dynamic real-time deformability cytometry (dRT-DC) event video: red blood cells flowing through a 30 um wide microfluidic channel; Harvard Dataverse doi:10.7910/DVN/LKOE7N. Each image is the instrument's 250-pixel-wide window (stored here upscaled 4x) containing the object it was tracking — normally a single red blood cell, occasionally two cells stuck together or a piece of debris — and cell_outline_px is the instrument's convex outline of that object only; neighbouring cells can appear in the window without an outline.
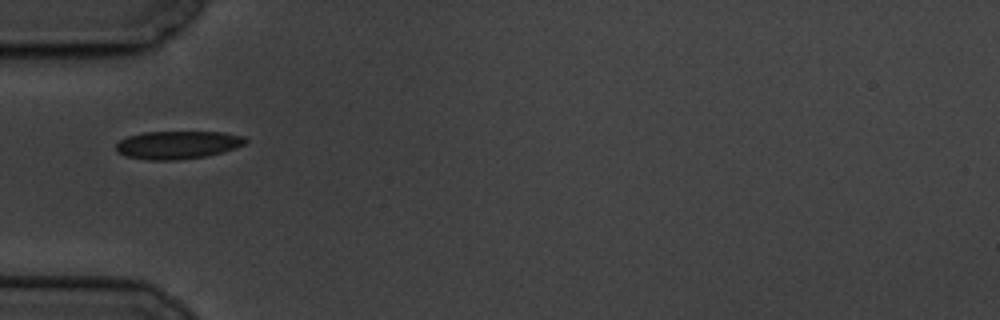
{"species": "common noctule bat (a hibernating species)", "species_latin": "Nyctalus noctula", "temperature_condition": "cold", "stored_images_in_passage": 2, "camera_frame_rate_fps": 3000, "um_per_image_px": 0.085, "animal": {"sex": "male", "body_mass_g": 19.5, "forearm_length_mm": 54.6}, "frame": {"image": 1, "passage_image": 1, "time_ms": 0.0, "image_size_px": [1000, 320], "cell_outline_px": [[248, 140], [244, 144], [236, 148], [224, 152], [208, 156], [176, 160], [148, 160], [124, 156], [116, 152], [116, 144], [120, 140], [128, 136], [144, 132], [224, 132], [244, 136]], "centroid_in_image_um": [15.1, 12.32], "position_along_channel_um": 69.9, "area_um2": 21.33}}
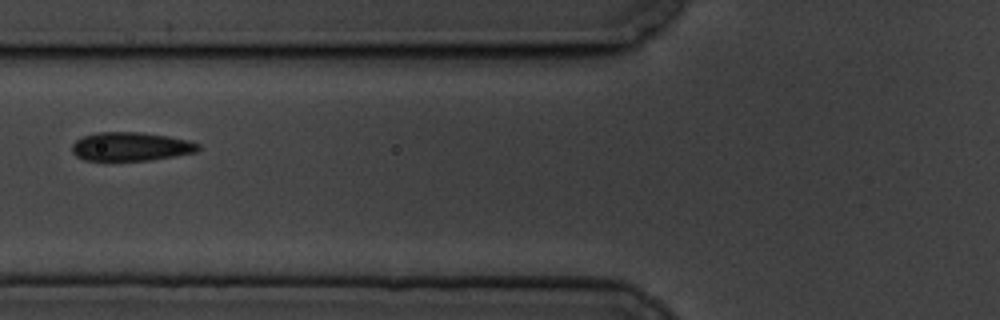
{"frame": {"image": 2, "passage_image": 2, "time_ms": 1.333, "image_size_px": [1000, 320], "cell_outline_px": [[200, 148], [196, 152], [148, 160], [84, 160], [76, 156], [72, 152], [72, 144], [76, 140], [84, 136], [96, 132], [140, 132], [168, 136], [188, 140], [200, 144]], "centroid_in_image_um": [11.1, 12.45], "position_along_channel_um": 114.7, "area_um2": 20.98}}